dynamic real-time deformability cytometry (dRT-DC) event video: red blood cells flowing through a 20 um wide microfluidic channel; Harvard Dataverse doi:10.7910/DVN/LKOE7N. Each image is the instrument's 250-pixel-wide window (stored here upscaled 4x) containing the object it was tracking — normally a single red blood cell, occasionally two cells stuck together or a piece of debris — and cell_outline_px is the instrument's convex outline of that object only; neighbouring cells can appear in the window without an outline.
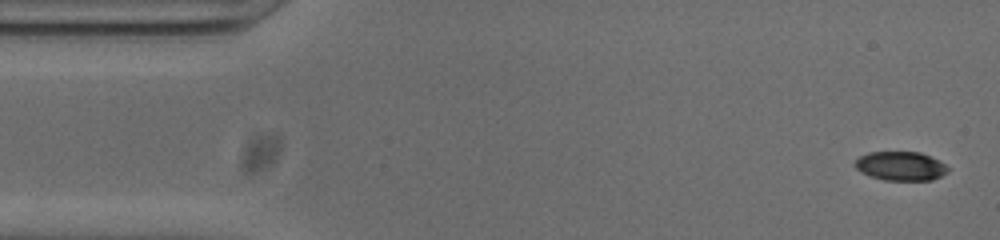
{"species": "common noctule bat (a hibernating species)", "species_latin": "Nyctalus noctula", "temperature_condition": "cold", "stored_images_in_passage": 53, "camera_frame_rate_fps": 3000, "um_per_image_px": 0.085, "animal": {"sex": "male", "body_mass_g": 20.0, "forearm_length_mm": 53.3}, "frame": {"image": 1, "passage_image": 2, "time_ms": 0.333, "image_size_px": [1000, 240], "cell_outline_px": [[948, 172], [932, 180], [884, 180], [872, 176], [856, 168], [856, 160], [860, 156], [868, 152], [920, 152], [944, 164], [948, 168]], "centroid_in_image_um": [76.57, 14.11], "position_along_channel_um": 8.4, "area_um2": 15.32}}
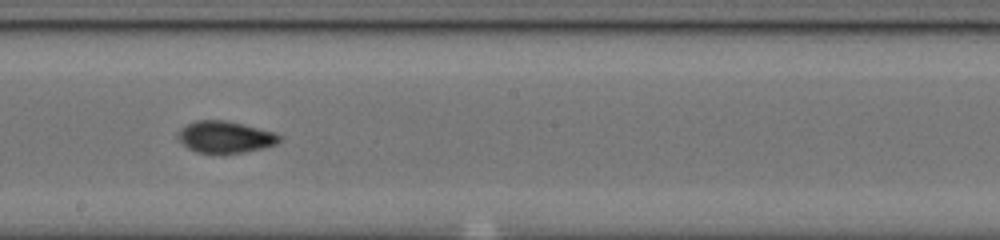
{"frame": {"image": 2, "passage_image": 28, "time_ms": 9.0, "image_size_px": [1000, 240], "cell_outline_px": [[284, 136], [276, 144], [264, 148], [244, 152], [196, 152], [188, 148], [176, 136], [180, 128], [196, 120], [224, 120], [244, 124], [272, 132]], "centroid_in_image_um": [19.15, 11.63], "position_along_channel_um": 229.1, "area_um2": 18.55}}
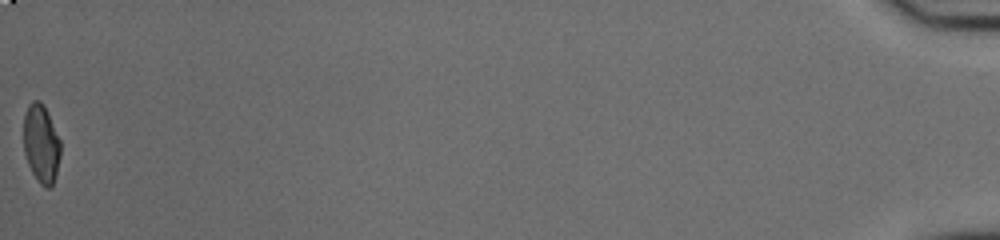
{"frame": {"image": 3, "passage_image": 53, "time_ms": 17.333, "image_size_px": [1000, 240], "cell_outline_px": [[60, 156], [56, 172], [52, 184], [48, 188], [44, 188], [40, 184], [32, 172], [28, 164], [24, 152], [24, 116], [28, 104], [32, 100], [40, 100], [44, 104], [60, 140]], "centroid_in_image_um": [3.49, 12.18], "position_along_channel_um": 431.7, "area_um2": 16.82}, "authors_computed_cell_mechanics": {"area_um2": 17.6868, "velocity_mm_per_s": 3.8024, "shape_relaxation_time_tau1_ms": 5.3735, "shape_relaxation_time_tau2_ms": 2.4363, "deformation_change_tau1": 0.1518, "deformation_change_tau2": 0.0682}}